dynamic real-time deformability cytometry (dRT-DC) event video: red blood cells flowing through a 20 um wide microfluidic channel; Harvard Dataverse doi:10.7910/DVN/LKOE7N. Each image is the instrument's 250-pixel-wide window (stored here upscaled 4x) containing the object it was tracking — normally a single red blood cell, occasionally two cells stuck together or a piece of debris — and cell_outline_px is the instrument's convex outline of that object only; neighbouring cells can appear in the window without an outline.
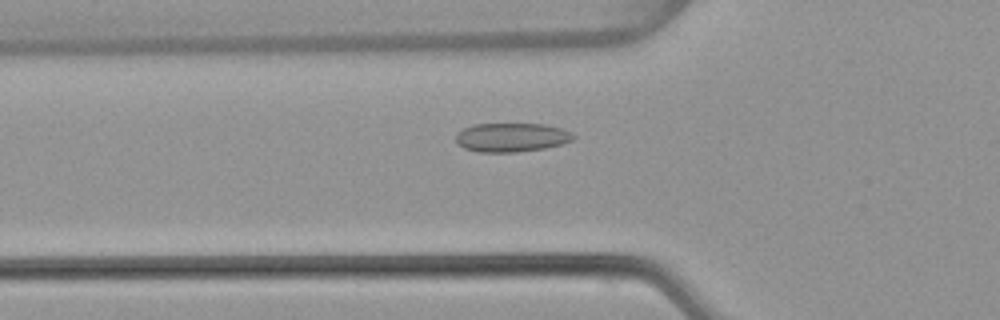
{"species": "common noctule bat (a hibernating species)", "species_latin": "Nyctalus noctula", "temperature_condition": "warm", "stored_images_in_passage": 50, "camera_frame_rate_fps": 3000, "um_per_image_px": 0.085, "animal": {"sex": "female", "body_mass_g": 22.7, "forearm_length_mm": 54.2}, "frame": {"image": 1, "passage_image": 19, "time_ms": 6.0, "image_size_px": [1000, 320], "cell_outline_px": [[576, 136], [572, 140], [560, 144], [544, 148], [516, 152], [476, 152], [464, 148], [456, 140], [456, 132], [472, 124], [544, 124], [560, 128], [572, 132]], "centroid_in_image_um": [43.46, 11.67], "position_along_channel_um": 82.3, "area_um2": 19.77}}
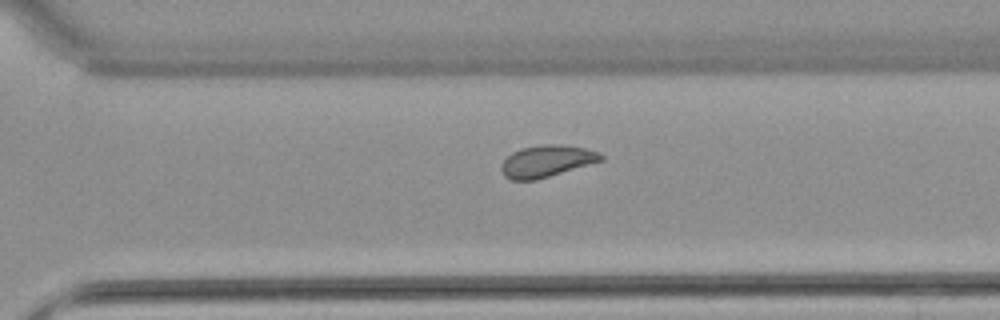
{"frame": {"image": 2, "passage_image": 38, "time_ms": 12.333, "image_size_px": [1000, 320], "cell_outline_px": [[604, 160], [536, 180], [508, 180], [504, 176], [500, 168], [500, 164], [512, 152], [520, 148], [540, 144], [560, 144], [584, 148], [596, 152], [604, 156]], "centroid_in_image_um": [46.42, 13.7], "position_along_channel_um": 324.2, "area_um2": 18.55}}
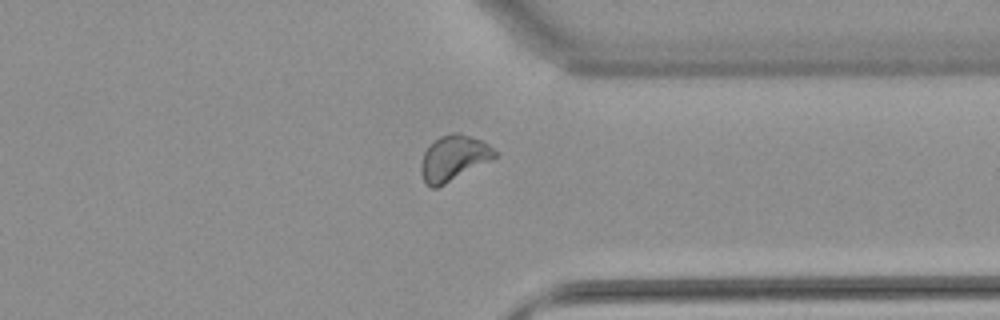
{"frame": {"image": 3, "passage_image": 42, "time_ms": 13.667, "image_size_px": [1000, 320], "cell_outline_px": [[500, 156], [436, 188], [432, 188], [424, 184], [420, 172], [420, 164], [424, 152], [428, 144], [440, 136], [452, 132], [460, 132], [480, 140], [488, 144]], "centroid_in_image_um": [38.53, 13.43], "position_along_channel_um": 372.9, "area_um2": 19.77}, "authors_computed_cell_mechanics": {"area_um2": 19.2474, "velocity_mm_per_s": 3.8167, "shape_relaxation_time_tau1_ms": null, "shape_relaxation_time_tau2_ms": 1.2899, "deformation_change_tau1": null, "deformation_change_tau2": 0.0431}}